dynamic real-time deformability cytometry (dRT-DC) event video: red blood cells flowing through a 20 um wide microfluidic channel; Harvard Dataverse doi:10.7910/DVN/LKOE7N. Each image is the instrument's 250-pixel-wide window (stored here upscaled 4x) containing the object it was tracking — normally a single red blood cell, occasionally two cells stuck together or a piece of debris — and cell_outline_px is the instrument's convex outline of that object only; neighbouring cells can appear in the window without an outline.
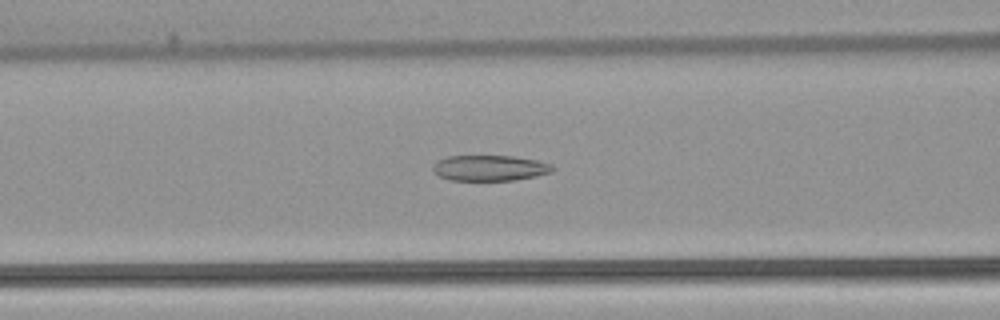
{"species": "common noctule bat (a hibernating species)", "species_latin": "Nyctalus noctula", "temperature_condition": "warm", "stored_images_in_passage": 53, "camera_frame_rate_fps": 3000, "um_per_image_px": 0.085, "animal": {"sex": "female", "body_mass_g": 22.7, "forearm_length_mm": 54.2}, "frame": {"image": 1, "passage_image": 22, "time_ms": 7.0, "image_size_px": [1000, 320], "cell_outline_px": [[556, 168], [552, 172], [536, 176], [516, 180], [448, 180], [432, 172], [432, 164], [436, 160], [448, 156], [512, 156], [536, 160], [552, 164]], "centroid_in_image_um": [41.61, 14.28], "position_along_channel_um": 125.0, "area_um2": 18.09}}
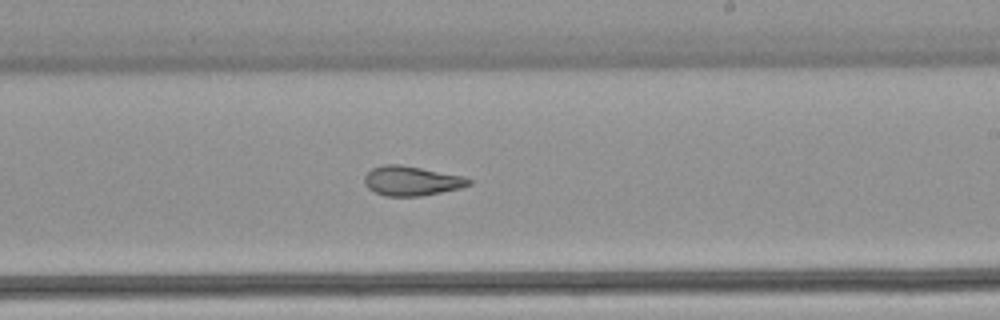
{"frame": {"image": 2, "passage_image": 32, "time_ms": 10.333, "image_size_px": [1000, 320], "cell_outline_px": [[472, 184], [460, 188], [420, 196], [384, 196], [368, 188], [364, 184], [364, 176], [372, 168], [384, 164], [400, 164], [464, 176], [472, 180]], "centroid_in_image_um": [34.97, 15.37], "position_along_channel_um": 254.0, "area_um2": 17.98}}
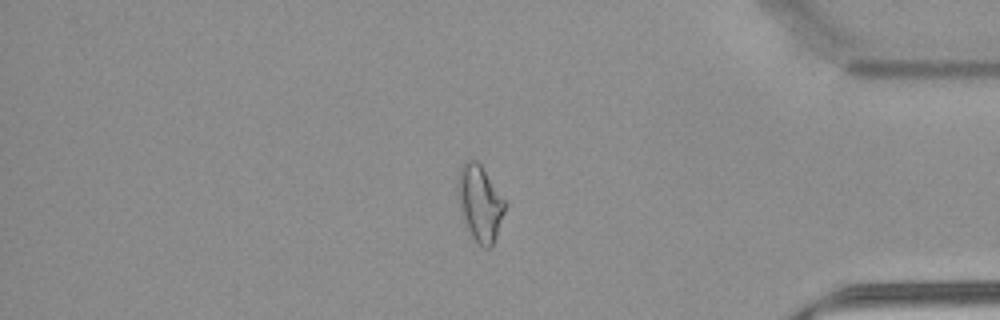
{"frame": {"image": 3, "passage_image": 45, "time_ms": 14.667, "image_size_px": [1000, 320], "cell_outline_px": [[508, 204], [492, 248], [484, 248], [472, 236], [468, 228], [460, 208], [456, 188], [460, 168], [468, 160], [476, 160], [480, 164]], "centroid_in_image_um": [40.82, 17.27], "position_along_channel_um": 394.4, "area_um2": 20.69}, "authors_computed_cell_mechanics": {"area_um2": 21.2126, "velocity_mm_per_s": 3.8759, "shape_relaxation_time_tau1_ms": null, "shape_relaxation_time_tau2_ms": 2.7825, "deformation_change_tau1": null, "deformation_change_tau2": 0.1023}}